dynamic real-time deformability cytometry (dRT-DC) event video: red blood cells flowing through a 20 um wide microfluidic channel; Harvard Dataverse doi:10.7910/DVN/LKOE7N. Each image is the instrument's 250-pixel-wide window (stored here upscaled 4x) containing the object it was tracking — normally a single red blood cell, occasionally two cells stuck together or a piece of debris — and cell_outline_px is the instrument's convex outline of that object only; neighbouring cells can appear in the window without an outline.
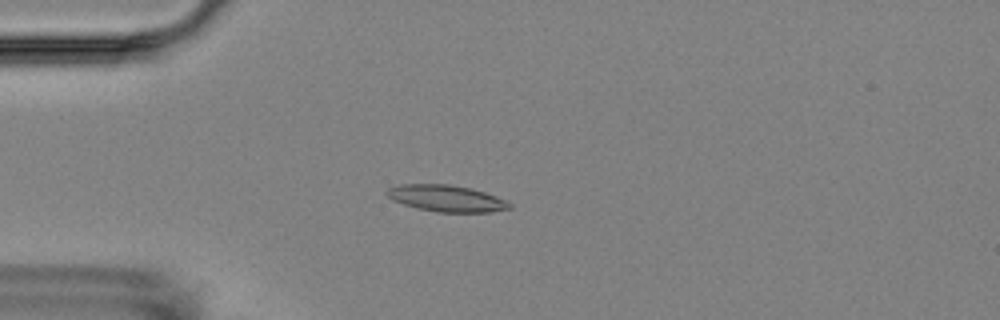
{"species": "Egyptian fruit bat (a non-hibernating species)", "species_latin": "Rousettus aegyptiacus", "temperature_condition": "room temperature", "stored_images_in_passage": 5, "camera_frame_rate_fps": 3000, "um_per_image_px": 0.085, "animal": {"sex": "female"}, "frame": {"image": 1, "passage_image": 5, "time_ms": 4.333, "image_size_px": [1000, 320], "cell_outline_px": [[512, 208], [492, 212], [436, 212], [416, 208], [392, 200], [388, 196], [388, 188], [400, 184], [448, 184], [472, 188], [496, 196], [512, 204]], "centroid_in_image_um": [37.97, 16.86], "position_along_channel_um": 47.0, "area_um2": 18.96}}